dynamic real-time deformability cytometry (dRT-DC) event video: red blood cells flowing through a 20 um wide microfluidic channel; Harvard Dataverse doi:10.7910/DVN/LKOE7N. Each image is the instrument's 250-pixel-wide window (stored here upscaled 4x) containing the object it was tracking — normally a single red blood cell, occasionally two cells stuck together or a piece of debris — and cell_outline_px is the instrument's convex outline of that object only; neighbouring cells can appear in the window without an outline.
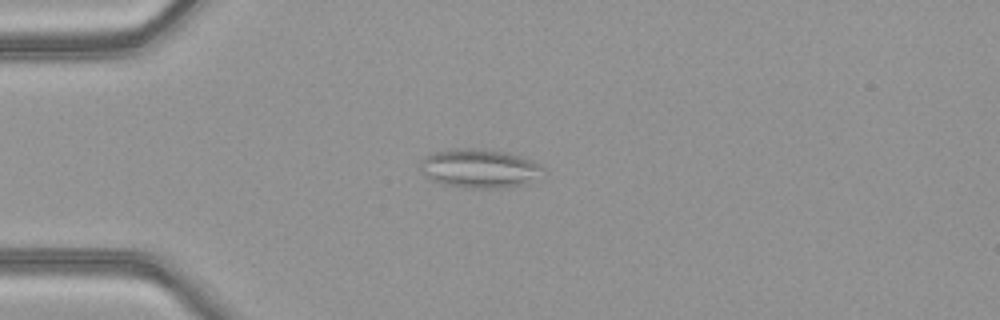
{"species": "common noctule bat (a hibernating species)", "species_latin": "Nyctalus noctula", "temperature_condition": "warm", "stored_images_in_passage": 50, "camera_frame_rate_fps": 3000, "um_per_image_px": 0.085, "animal": {"sex": "female", "body_mass_g": 21.9}, "frame": {"image": 1, "passage_image": 13, "time_ms": 4.0, "image_size_px": [1000, 320], "cell_outline_px": [[548, 172], [524, 184], [496, 188], [476, 188], [440, 184], [432, 180], [424, 172], [420, 160], [432, 152], [456, 148], [464, 148], [504, 152], [520, 156], [532, 160], [544, 168]], "centroid_in_image_um": [40.79, 14.32], "position_along_channel_um": 44.2, "area_um2": 27.46}}
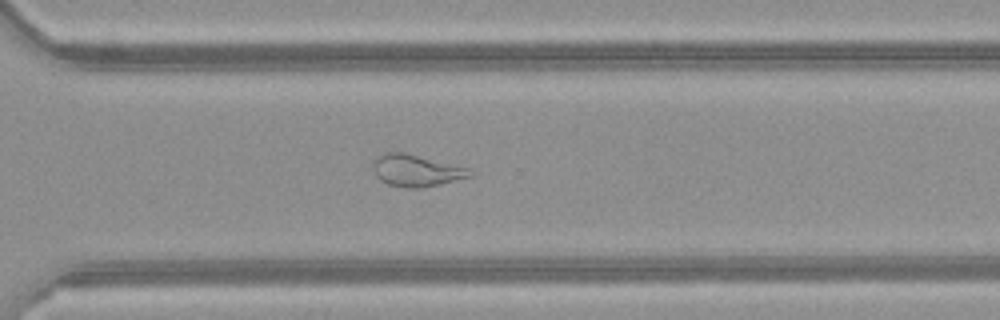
{"frame": {"image": 2, "passage_image": 36, "time_ms": 11.667, "image_size_px": [1000, 320], "cell_outline_px": [[476, 172], [472, 176], [424, 188], [408, 188], [388, 184], [380, 180], [376, 176], [372, 168], [372, 160], [384, 152], [404, 152], [468, 168]], "centroid_in_image_um": [35.36, 14.5], "position_along_channel_um": 335.2, "area_um2": 18.09}}
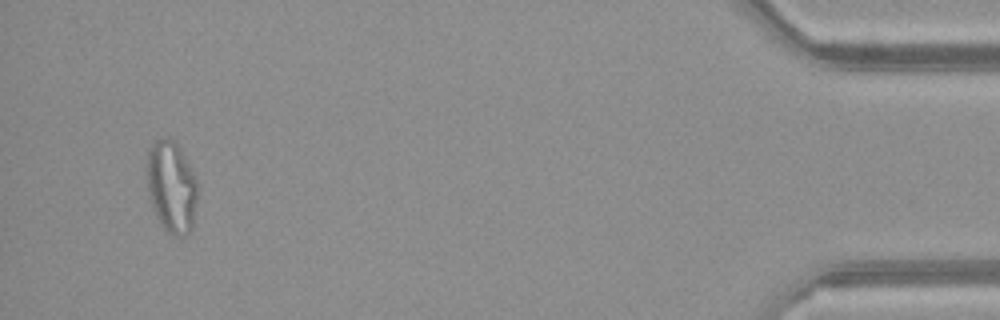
{"frame": {"image": 3, "passage_image": 48, "time_ms": 15.667, "image_size_px": [1000, 320], "cell_outline_px": [[196, 200], [192, 228], [184, 236], [176, 236], [168, 232], [160, 224], [156, 216], [148, 192], [148, 148], [152, 140], [172, 140], [180, 148], [196, 180]], "centroid_in_image_um": [14.56, 15.9], "position_along_channel_um": 420.6, "area_um2": 26.41}, "authors_computed_cell_mechanics": {"area_um2": 23.8136, "velocity_mm_per_s": 4.0999, "shape_relaxation_time_tau1_ms": null, "shape_relaxation_time_tau2_ms": 1.8392, "deformation_change_tau1": null, "deformation_change_tau2": 0.1129}}